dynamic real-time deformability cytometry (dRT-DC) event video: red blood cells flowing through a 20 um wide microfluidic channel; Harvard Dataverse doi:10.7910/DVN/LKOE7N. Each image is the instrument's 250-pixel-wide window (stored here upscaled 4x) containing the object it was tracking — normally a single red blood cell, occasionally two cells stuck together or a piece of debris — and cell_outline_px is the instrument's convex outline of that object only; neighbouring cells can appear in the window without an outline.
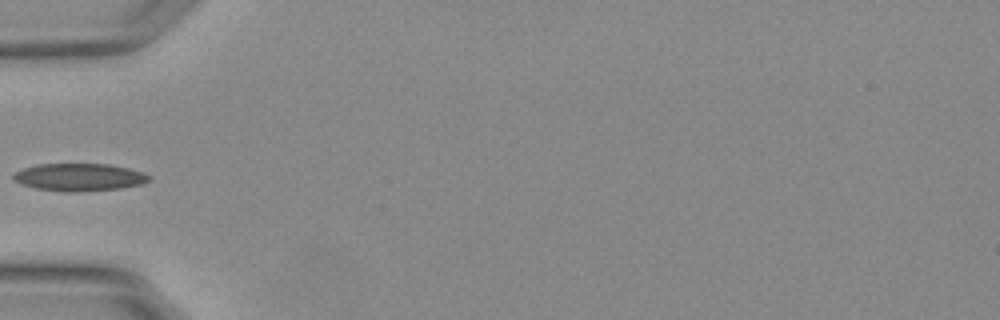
{"species": "Egyptian fruit bat (a non-hibernating species)", "species_latin": "Rousettus aegyptiacus", "temperature_condition": "warm", "stored_images_in_passage": 36, "camera_frame_rate_fps": 3000, "um_per_image_px": 0.085, "animal": {"sex": "female"}, "frame": {"image": 1, "passage_image": 1, "time_ms": 0.0, "image_size_px": [1000, 320], "cell_outline_px": [[152, 176], [148, 180], [140, 184], [120, 188], [76, 192], [64, 192], [36, 188], [20, 184], [12, 180], [12, 176], [16, 172], [24, 168], [36, 164], [108, 164], [128, 168]], "centroid_in_image_um": [6.68, 15.06], "position_along_channel_um": 78.3, "area_um2": 21.68}}
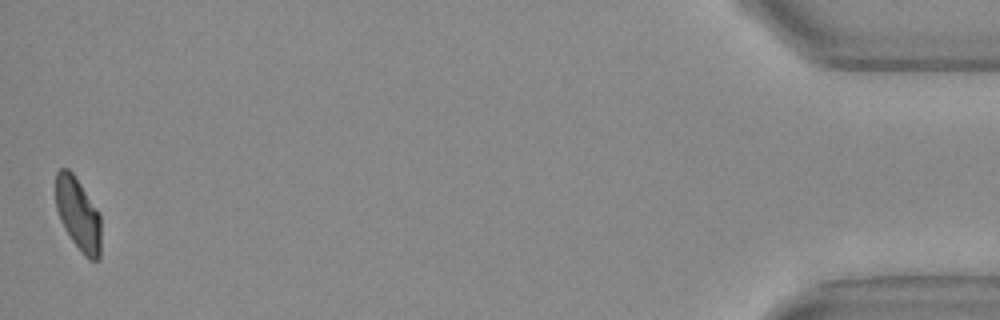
{"frame": {"image": 2, "passage_image": 36, "time_ms": 11.667, "image_size_px": [1000, 320], "cell_outline_px": [[100, 260], [88, 260], [84, 256], [72, 240], [64, 228], [60, 220], [56, 208], [56, 172], [60, 168], [68, 168], [72, 172], [100, 212]], "centroid_in_image_um": [6.65, 18.21], "position_along_channel_um": 428.6, "area_um2": 19.31}}